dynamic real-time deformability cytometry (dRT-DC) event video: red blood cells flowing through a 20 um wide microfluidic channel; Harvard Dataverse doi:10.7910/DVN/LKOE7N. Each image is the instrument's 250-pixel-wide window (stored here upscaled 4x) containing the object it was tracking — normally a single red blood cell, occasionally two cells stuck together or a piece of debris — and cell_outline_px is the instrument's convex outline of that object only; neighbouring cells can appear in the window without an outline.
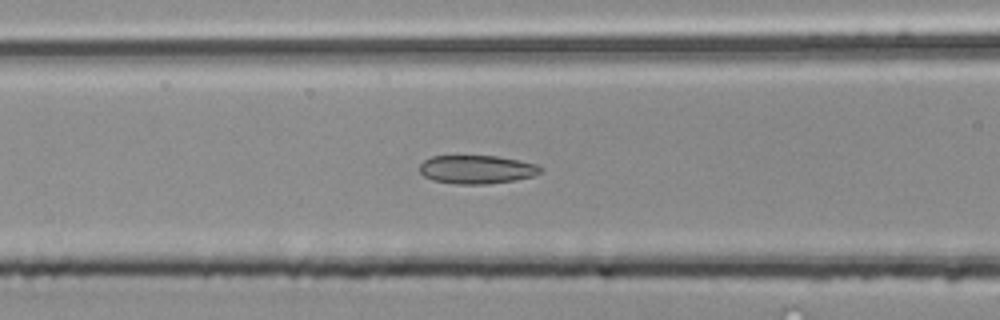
{"species": "common noctule bat (a hibernating species)", "species_latin": "Nyctalus noctula", "temperature_condition": "room temperature", "stored_images_in_passage": 33, "camera_frame_rate_fps": 3000, "um_per_image_px": 0.085, "animal": {"sex": "male", "body_mass_g": 20.4}, "frame": {"image": 1, "passage_image": 9, "time_ms": 2.667, "image_size_px": [1000, 320], "cell_outline_px": [[540, 172], [532, 176], [512, 180], [484, 184], [456, 184], [432, 180], [424, 176], [420, 172], [420, 164], [424, 160], [432, 156], [496, 156], [520, 160], [536, 164], [540, 168]], "centroid_in_image_um": [40.48, 14.4], "position_along_channel_um": 126.1, "area_um2": 19.83}}
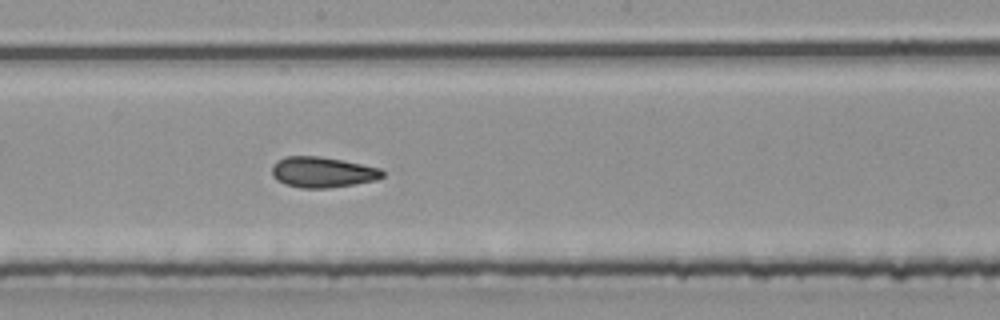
{"frame": {"image": 2, "passage_image": 16, "time_ms": 5.0, "image_size_px": [1000, 320], "cell_outline_px": [[384, 176], [376, 180], [328, 188], [300, 188], [284, 184], [276, 180], [272, 176], [272, 164], [276, 160], [284, 156], [320, 156], [380, 168], [384, 172]], "centroid_in_image_um": [27.35, 14.63], "position_along_channel_um": 220.8, "area_um2": 19.77}}
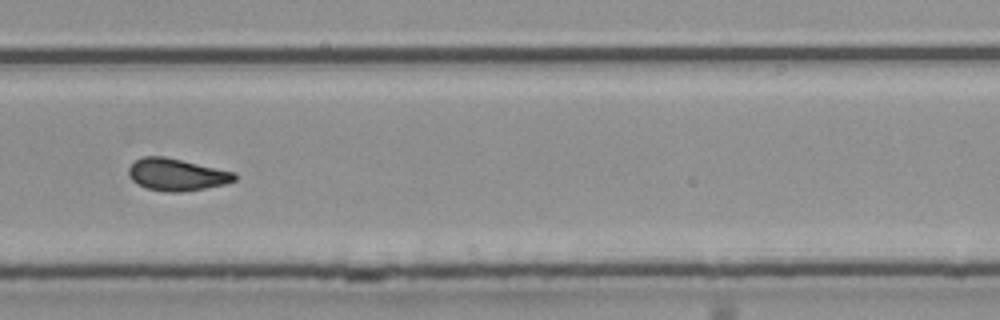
{"frame": {"image": 3, "passage_image": 23, "time_ms": 7.333, "image_size_px": [1000, 320], "cell_outline_px": [[236, 180], [224, 184], [204, 188], [180, 192], [164, 192], [144, 188], [136, 184], [128, 176], [128, 168], [136, 160], [144, 156], [164, 156], [236, 172]], "centroid_in_image_um": [14.99, 14.85], "position_along_channel_um": 314.8, "area_um2": 19.94}, "authors_computed_cell_mechanics": {"area_um2": 19.7676, "velocity_mm_per_s": 4.057, "shape_relaxation_time_tau1_ms": null, "shape_relaxation_time_tau2_ms": 2.0056, "deformation_change_tau1": null, "deformation_change_tau2": 0.0812}}